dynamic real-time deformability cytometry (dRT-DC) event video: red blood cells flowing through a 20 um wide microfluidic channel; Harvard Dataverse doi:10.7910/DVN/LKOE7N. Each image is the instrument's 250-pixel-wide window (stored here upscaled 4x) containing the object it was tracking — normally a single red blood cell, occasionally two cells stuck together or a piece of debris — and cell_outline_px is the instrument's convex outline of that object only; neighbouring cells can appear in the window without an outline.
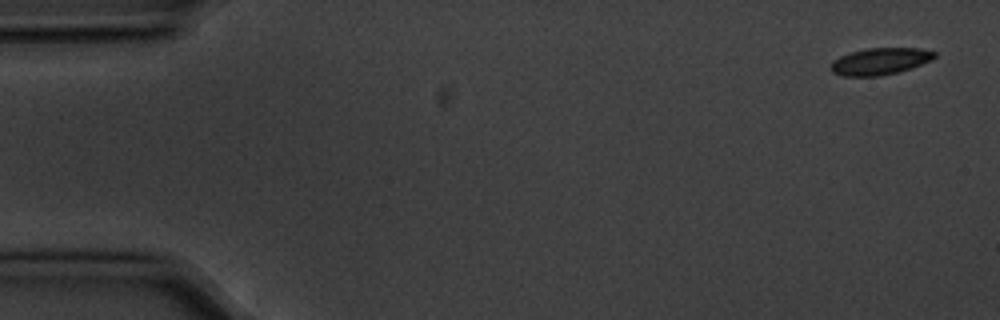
{"species": "common noctule bat (a hibernating species)", "species_latin": "Nyctalus noctula", "temperature_condition": "cold", "stored_images_in_passage": 6, "segment_of_instrument_passage": [2, 2], "camera_frame_rate_fps": 3000, "um_per_image_px": 0.085, "animal": {"sex": "male", "body_mass_g": 20.1, "forearm_length_mm": 53.5}, "frame": {"image": 1, "passage_image": 6, "time_ms": 1.667, "image_size_px": [1000, 320], "cell_outline_px": [[936, 56], [932, 60], [912, 68], [880, 76], [844, 76], [832, 72], [828, 68], [832, 60], [840, 56], [852, 52], [868, 48], [920, 48], [936, 52]], "centroid_in_image_um": [74.79, 5.21], "position_along_channel_um": 10.2, "area_um2": 16.3}}